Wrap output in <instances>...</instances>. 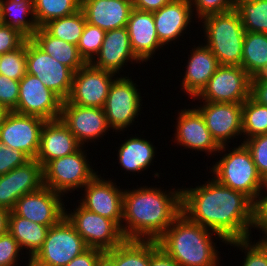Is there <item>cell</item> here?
<instances>
[{
  "label": "cell",
  "instance_id": "1",
  "mask_svg": "<svg viewBox=\"0 0 267 266\" xmlns=\"http://www.w3.org/2000/svg\"><path fill=\"white\" fill-rule=\"evenodd\" d=\"M211 179L195 188L181 187L182 213L226 242L251 237V229L258 230L256 203L243 192Z\"/></svg>",
  "mask_w": 267,
  "mask_h": 266
},
{
  "label": "cell",
  "instance_id": "2",
  "mask_svg": "<svg viewBox=\"0 0 267 266\" xmlns=\"http://www.w3.org/2000/svg\"><path fill=\"white\" fill-rule=\"evenodd\" d=\"M181 212L180 188H126L121 232L126 240L157 241Z\"/></svg>",
  "mask_w": 267,
  "mask_h": 266
},
{
  "label": "cell",
  "instance_id": "3",
  "mask_svg": "<svg viewBox=\"0 0 267 266\" xmlns=\"http://www.w3.org/2000/svg\"><path fill=\"white\" fill-rule=\"evenodd\" d=\"M213 236L227 243L219 234L191 221L181 212L157 241L180 266H219L221 256Z\"/></svg>",
  "mask_w": 267,
  "mask_h": 266
},
{
  "label": "cell",
  "instance_id": "4",
  "mask_svg": "<svg viewBox=\"0 0 267 266\" xmlns=\"http://www.w3.org/2000/svg\"><path fill=\"white\" fill-rule=\"evenodd\" d=\"M228 147L229 145L220 147L218 153H222L220 155L222 157L218 162L213 163L209 168V173H213V178L220 184L243 192L257 203L262 194L265 180L259 174L250 151L242 142L235 148L229 149Z\"/></svg>",
  "mask_w": 267,
  "mask_h": 266
},
{
  "label": "cell",
  "instance_id": "5",
  "mask_svg": "<svg viewBox=\"0 0 267 266\" xmlns=\"http://www.w3.org/2000/svg\"><path fill=\"white\" fill-rule=\"evenodd\" d=\"M198 22H202L203 41L217 57L219 65L241 66L246 31L239 13L234 9L210 14Z\"/></svg>",
  "mask_w": 267,
  "mask_h": 266
},
{
  "label": "cell",
  "instance_id": "6",
  "mask_svg": "<svg viewBox=\"0 0 267 266\" xmlns=\"http://www.w3.org/2000/svg\"><path fill=\"white\" fill-rule=\"evenodd\" d=\"M81 146L76 152L49 161L43 167L44 186L62 194L79 190L98 173L91 167L87 157L88 150Z\"/></svg>",
  "mask_w": 267,
  "mask_h": 266
},
{
  "label": "cell",
  "instance_id": "7",
  "mask_svg": "<svg viewBox=\"0 0 267 266\" xmlns=\"http://www.w3.org/2000/svg\"><path fill=\"white\" fill-rule=\"evenodd\" d=\"M89 247L64 216L48 230L42 248L30 260V266H66Z\"/></svg>",
  "mask_w": 267,
  "mask_h": 266
},
{
  "label": "cell",
  "instance_id": "8",
  "mask_svg": "<svg viewBox=\"0 0 267 266\" xmlns=\"http://www.w3.org/2000/svg\"><path fill=\"white\" fill-rule=\"evenodd\" d=\"M134 83L132 77L117 76L112 82L107 99L103 106V111L107 118L109 127L112 132H124L128 127L133 125L140 115L142 106V96L140 88ZM136 118V119H135Z\"/></svg>",
  "mask_w": 267,
  "mask_h": 266
},
{
  "label": "cell",
  "instance_id": "9",
  "mask_svg": "<svg viewBox=\"0 0 267 266\" xmlns=\"http://www.w3.org/2000/svg\"><path fill=\"white\" fill-rule=\"evenodd\" d=\"M75 207L73 211L65 208V217L89 248L107 251L125 240L121 228L113 220L90 212L80 204Z\"/></svg>",
  "mask_w": 267,
  "mask_h": 266
},
{
  "label": "cell",
  "instance_id": "10",
  "mask_svg": "<svg viewBox=\"0 0 267 266\" xmlns=\"http://www.w3.org/2000/svg\"><path fill=\"white\" fill-rule=\"evenodd\" d=\"M250 76L241 66L220 65L202 91L191 100L243 103L250 97Z\"/></svg>",
  "mask_w": 267,
  "mask_h": 266
},
{
  "label": "cell",
  "instance_id": "11",
  "mask_svg": "<svg viewBox=\"0 0 267 266\" xmlns=\"http://www.w3.org/2000/svg\"><path fill=\"white\" fill-rule=\"evenodd\" d=\"M26 69L63 101L68 98L74 72L45 53L31 39L26 40Z\"/></svg>",
  "mask_w": 267,
  "mask_h": 266
},
{
  "label": "cell",
  "instance_id": "12",
  "mask_svg": "<svg viewBox=\"0 0 267 266\" xmlns=\"http://www.w3.org/2000/svg\"><path fill=\"white\" fill-rule=\"evenodd\" d=\"M112 181L96 174L83 187L84 194L77 202L86 210L113 220L121 228L124 189Z\"/></svg>",
  "mask_w": 267,
  "mask_h": 266
},
{
  "label": "cell",
  "instance_id": "13",
  "mask_svg": "<svg viewBox=\"0 0 267 266\" xmlns=\"http://www.w3.org/2000/svg\"><path fill=\"white\" fill-rule=\"evenodd\" d=\"M115 76L117 75L112 72L86 63L73 74L71 91L66 101L81 106L103 108Z\"/></svg>",
  "mask_w": 267,
  "mask_h": 266
},
{
  "label": "cell",
  "instance_id": "14",
  "mask_svg": "<svg viewBox=\"0 0 267 266\" xmlns=\"http://www.w3.org/2000/svg\"><path fill=\"white\" fill-rule=\"evenodd\" d=\"M63 100L39 78L26 73L19 81V98L14 112L40 117L46 121L60 117Z\"/></svg>",
  "mask_w": 267,
  "mask_h": 266
},
{
  "label": "cell",
  "instance_id": "15",
  "mask_svg": "<svg viewBox=\"0 0 267 266\" xmlns=\"http://www.w3.org/2000/svg\"><path fill=\"white\" fill-rule=\"evenodd\" d=\"M45 122L37 116L10 111L0 127V142L36 159Z\"/></svg>",
  "mask_w": 267,
  "mask_h": 266
},
{
  "label": "cell",
  "instance_id": "16",
  "mask_svg": "<svg viewBox=\"0 0 267 266\" xmlns=\"http://www.w3.org/2000/svg\"><path fill=\"white\" fill-rule=\"evenodd\" d=\"M59 118L83 147L85 143L88 145L100 140L111 130L103 108L71 104L64 100Z\"/></svg>",
  "mask_w": 267,
  "mask_h": 266
},
{
  "label": "cell",
  "instance_id": "17",
  "mask_svg": "<svg viewBox=\"0 0 267 266\" xmlns=\"http://www.w3.org/2000/svg\"><path fill=\"white\" fill-rule=\"evenodd\" d=\"M62 197V194L43 186L35 192L21 196L12 211L27 220L51 227L65 216V202Z\"/></svg>",
  "mask_w": 267,
  "mask_h": 266
},
{
  "label": "cell",
  "instance_id": "18",
  "mask_svg": "<svg viewBox=\"0 0 267 266\" xmlns=\"http://www.w3.org/2000/svg\"><path fill=\"white\" fill-rule=\"evenodd\" d=\"M196 108L202 114L213 139L221 146L242 135V103H214L201 101Z\"/></svg>",
  "mask_w": 267,
  "mask_h": 266
},
{
  "label": "cell",
  "instance_id": "19",
  "mask_svg": "<svg viewBox=\"0 0 267 266\" xmlns=\"http://www.w3.org/2000/svg\"><path fill=\"white\" fill-rule=\"evenodd\" d=\"M43 186V166L36 159H30L0 175V207L12 211L21 196L35 192Z\"/></svg>",
  "mask_w": 267,
  "mask_h": 266
},
{
  "label": "cell",
  "instance_id": "20",
  "mask_svg": "<svg viewBox=\"0 0 267 266\" xmlns=\"http://www.w3.org/2000/svg\"><path fill=\"white\" fill-rule=\"evenodd\" d=\"M174 141L184 149L207 153L212 156L218 153L220 146L213 139L200 111L192 106L178 110ZM216 153V154H215Z\"/></svg>",
  "mask_w": 267,
  "mask_h": 266
},
{
  "label": "cell",
  "instance_id": "21",
  "mask_svg": "<svg viewBox=\"0 0 267 266\" xmlns=\"http://www.w3.org/2000/svg\"><path fill=\"white\" fill-rule=\"evenodd\" d=\"M128 62L142 63L132 51L127 27H123L106 31L100 51L90 64L120 76Z\"/></svg>",
  "mask_w": 267,
  "mask_h": 266
},
{
  "label": "cell",
  "instance_id": "22",
  "mask_svg": "<svg viewBox=\"0 0 267 266\" xmlns=\"http://www.w3.org/2000/svg\"><path fill=\"white\" fill-rule=\"evenodd\" d=\"M153 17L160 43L169 46L179 40L180 36L183 37L195 16L190 0H172L153 12Z\"/></svg>",
  "mask_w": 267,
  "mask_h": 266
},
{
  "label": "cell",
  "instance_id": "23",
  "mask_svg": "<svg viewBox=\"0 0 267 266\" xmlns=\"http://www.w3.org/2000/svg\"><path fill=\"white\" fill-rule=\"evenodd\" d=\"M126 27L132 51L142 63L150 61L157 50L164 49L158 39L153 12L133 8Z\"/></svg>",
  "mask_w": 267,
  "mask_h": 266
},
{
  "label": "cell",
  "instance_id": "24",
  "mask_svg": "<svg viewBox=\"0 0 267 266\" xmlns=\"http://www.w3.org/2000/svg\"><path fill=\"white\" fill-rule=\"evenodd\" d=\"M81 145L60 118L43 125L36 160L44 167L49 161L76 152Z\"/></svg>",
  "mask_w": 267,
  "mask_h": 266
},
{
  "label": "cell",
  "instance_id": "25",
  "mask_svg": "<svg viewBox=\"0 0 267 266\" xmlns=\"http://www.w3.org/2000/svg\"><path fill=\"white\" fill-rule=\"evenodd\" d=\"M193 47L190 50L191 55H188L185 75L181 80V89L188 98L196 97L220 66L217 57L205 43H199L197 47L195 45Z\"/></svg>",
  "mask_w": 267,
  "mask_h": 266
},
{
  "label": "cell",
  "instance_id": "26",
  "mask_svg": "<svg viewBox=\"0 0 267 266\" xmlns=\"http://www.w3.org/2000/svg\"><path fill=\"white\" fill-rule=\"evenodd\" d=\"M132 0H81L86 22L108 31L127 26Z\"/></svg>",
  "mask_w": 267,
  "mask_h": 266
},
{
  "label": "cell",
  "instance_id": "27",
  "mask_svg": "<svg viewBox=\"0 0 267 266\" xmlns=\"http://www.w3.org/2000/svg\"><path fill=\"white\" fill-rule=\"evenodd\" d=\"M156 147L141 136H131L118 147L117 160L125 172L140 173L148 169L156 158Z\"/></svg>",
  "mask_w": 267,
  "mask_h": 266
},
{
  "label": "cell",
  "instance_id": "28",
  "mask_svg": "<svg viewBox=\"0 0 267 266\" xmlns=\"http://www.w3.org/2000/svg\"><path fill=\"white\" fill-rule=\"evenodd\" d=\"M0 24L18 31L27 40L32 39L39 28L34 15L33 0H0Z\"/></svg>",
  "mask_w": 267,
  "mask_h": 266
},
{
  "label": "cell",
  "instance_id": "29",
  "mask_svg": "<svg viewBox=\"0 0 267 266\" xmlns=\"http://www.w3.org/2000/svg\"><path fill=\"white\" fill-rule=\"evenodd\" d=\"M49 228L20 217L13 211L9 214L8 232L17 240L22 251L26 250V255H29L28 264H30V260L42 248Z\"/></svg>",
  "mask_w": 267,
  "mask_h": 266
},
{
  "label": "cell",
  "instance_id": "30",
  "mask_svg": "<svg viewBox=\"0 0 267 266\" xmlns=\"http://www.w3.org/2000/svg\"><path fill=\"white\" fill-rule=\"evenodd\" d=\"M31 40L45 53L69 67L74 73L86 64L75 44L53 37L44 27H39Z\"/></svg>",
  "mask_w": 267,
  "mask_h": 266
},
{
  "label": "cell",
  "instance_id": "31",
  "mask_svg": "<svg viewBox=\"0 0 267 266\" xmlns=\"http://www.w3.org/2000/svg\"><path fill=\"white\" fill-rule=\"evenodd\" d=\"M115 266H149L150 240H124L120 245L105 251Z\"/></svg>",
  "mask_w": 267,
  "mask_h": 266
},
{
  "label": "cell",
  "instance_id": "32",
  "mask_svg": "<svg viewBox=\"0 0 267 266\" xmlns=\"http://www.w3.org/2000/svg\"><path fill=\"white\" fill-rule=\"evenodd\" d=\"M264 65H267V34L246 31L241 67L251 76Z\"/></svg>",
  "mask_w": 267,
  "mask_h": 266
},
{
  "label": "cell",
  "instance_id": "33",
  "mask_svg": "<svg viewBox=\"0 0 267 266\" xmlns=\"http://www.w3.org/2000/svg\"><path fill=\"white\" fill-rule=\"evenodd\" d=\"M86 24L84 12L80 9L73 15L50 20L43 27L53 36L70 44H79Z\"/></svg>",
  "mask_w": 267,
  "mask_h": 266
},
{
  "label": "cell",
  "instance_id": "34",
  "mask_svg": "<svg viewBox=\"0 0 267 266\" xmlns=\"http://www.w3.org/2000/svg\"><path fill=\"white\" fill-rule=\"evenodd\" d=\"M34 15L38 27L50 20L67 17L81 9V0H33Z\"/></svg>",
  "mask_w": 267,
  "mask_h": 266
},
{
  "label": "cell",
  "instance_id": "35",
  "mask_svg": "<svg viewBox=\"0 0 267 266\" xmlns=\"http://www.w3.org/2000/svg\"><path fill=\"white\" fill-rule=\"evenodd\" d=\"M235 10L245 31L267 34V0H237Z\"/></svg>",
  "mask_w": 267,
  "mask_h": 266
},
{
  "label": "cell",
  "instance_id": "36",
  "mask_svg": "<svg viewBox=\"0 0 267 266\" xmlns=\"http://www.w3.org/2000/svg\"><path fill=\"white\" fill-rule=\"evenodd\" d=\"M263 134H267V106L249 97L242 103L243 141Z\"/></svg>",
  "mask_w": 267,
  "mask_h": 266
},
{
  "label": "cell",
  "instance_id": "37",
  "mask_svg": "<svg viewBox=\"0 0 267 266\" xmlns=\"http://www.w3.org/2000/svg\"><path fill=\"white\" fill-rule=\"evenodd\" d=\"M260 237L256 243L252 242L253 237H249L229 241L226 245H230V248L237 247L244 252L242 266H267V240L261 235Z\"/></svg>",
  "mask_w": 267,
  "mask_h": 266
},
{
  "label": "cell",
  "instance_id": "38",
  "mask_svg": "<svg viewBox=\"0 0 267 266\" xmlns=\"http://www.w3.org/2000/svg\"><path fill=\"white\" fill-rule=\"evenodd\" d=\"M26 73V42L16 50L0 55V74L20 81Z\"/></svg>",
  "mask_w": 267,
  "mask_h": 266
},
{
  "label": "cell",
  "instance_id": "39",
  "mask_svg": "<svg viewBox=\"0 0 267 266\" xmlns=\"http://www.w3.org/2000/svg\"><path fill=\"white\" fill-rule=\"evenodd\" d=\"M105 30L86 22L79 44L80 56L86 63H90L100 51L105 38Z\"/></svg>",
  "mask_w": 267,
  "mask_h": 266
},
{
  "label": "cell",
  "instance_id": "40",
  "mask_svg": "<svg viewBox=\"0 0 267 266\" xmlns=\"http://www.w3.org/2000/svg\"><path fill=\"white\" fill-rule=\"evenodd\" d=\"M242 142L250 151L259 174L264 180H267V134L255 136Z\"/></svg>",
  "mask_w": 267,
  "mask_h": 266
},
{
  "label": "cell",
  "instance_id": "41",
  "mask_svg": "<svg viewBox=\"0 0 267 266\" xmlns=\"http://www.w3.org/2000/svg\"><path fill=\"white\" fill-rule=\"evenodd\" d=\"M194 20L210 14L225 13L236 8L237 0H190ZM195 12V13H194Z\"/></svg>",
  "mask_w": 267,
  "mask_h": 266
},
{
  "label": "cell",
  "instance_id": "42",
  "mask_svg": "<svg viewBox=\"0 0 267 266\" xmlns=\"http://www.w3.org/2000/svg\"><path fill=\"white\" fill-rule=\"evenodd\" d=\"M20 254L24 255L19 243L9 232L0 235V266H18Z\"/></svg>",
  "mask_w": 267,
  "mask_h": 266
},
{
  "label": "cell",
  "instance_id": "43",
  "mask_svg": "<svg viewBox=\"0 0 267 266\" xmlns=\"http://www.w3.org/2000/svg\"><path fill=\"white\" fill-rule=\"evenodd\" d=\"M30 158L20 150H14L0 142V175L25 164Z\"/></svg>",
  "mask_w": 267,
  "mask_h": 266
},
{
  "label": "cell",
  "instance_id": "44",
  "mask_svg": "<svg viewBox=\"0 0 267 266\" xmlns=\"http://www.w3.org/2000/svg\"><path fill=\"white\" fill-rule=\"evenodd\" d=\"M19 98V81L0 74V105L9 111L16 109Z\"/></svg>",
  "mask_w": 267,
  "mask_h": 266
},
{
  "label": "cell",
  "instance_id": "45",
  "mask_svg": "<svg viewBox=\"0 0 267 266\" xmlns=\"http://www.w3.org/2000/svg\"><path fill=\"white\" fill-rule=\"evenodd\" d=\"M26 38L7 25L0 24V55L12 52L21 47Z\"/></svg>",
  "mask_w": 267,
  "mask_h": 266
},
{
  "label": "cell",
  "instance_id": "46",
  "mask_svg": "<svg viewBox=\"0 0 267 266\" xmlns=\"http://www.w3.org/2000/svg\"><path fill=\"white\" fill-rule=\"evenodd\" d=\"M149 266H180L162 248L158 241L150 240V265Z\"/></svg>",
  "mask_w": 267,
  "mask_h": 266
},
{
  "label": "cell",
  "instance_id": "47",
  "mask_svg": "<svg viewBox=\"0 0 267 266\" xmlns=\"http://www.w3.org/2000/svg\"><path fill=\"white\" fill-rule=\"evenodd\" d=\"M103 252L98 248H88L73 258L66 266H96L97 260Z\"/></svg>",
  "mask_w": 267,
  "mask_h": 266
},
{
  "label": "cell",
  "instance_id": "48",
  "mask_svg": "<svg viewBox=\"0 0 267 266\" xmlns=\"http://www.w3.org/2000/svg\"><path fill=\"white\" fill-rule=\"evenodd\" d=\"M262 190L260 199L256 203V219L260 232L267 226V180H265Z\"/></svg>",
  "mask_w": 267,
  "mask_h": 266
},
{
  "label": "cell",
  "instance_id": "49",
  "mask_svg": "<svg viewBox=\"0 0 267 266\" xmlns=\"http://www.w3.org/2000/svg\"><path fill=\"white\" fill-rule=\"evenodd\" d=\"M171 1L172 0H132V3L134 9L146 12H155Z\"/></svg>",
  "mask_w": 267,
  "mask_h": 266
},
{
  "label": "cell",
  "instance_id": "50",
  "mask_svg": "<svg viewBox=\"0 0 267 266\" xmlns=\"http://www.w3.org/2000/svg\"><path fill=\"white\" fill-rule=\"evenodd\" d=\"M250 97L258 104L267 106V83L250 84Z\"/></svg>",
  "mask_w": 267,
  "mask_h": 266
},
{
  "label": "cell",
  "instance_id": "51",
  "mask_svg": "<svg viewBox=\"0 0 267 266\" xmlns=\"http://www.w3.org/2000/svg\"><path fill=\"white\" fill-rule=\"evenodd\" d=\"M267 83V65L258 68L250 76V84H262Z\"/></svg>",
  "mask_w": 267,
  "mask_h": 266
},
{
  "label": "cell",
  "instance_id": "52",
  "mask_svg": "<svg viewBox=\"0 0 267 266\" xmlns=\"http://www.w3.org/2000/svg\"><path fill=\"white\" fill-rule=\"evenodd\" d=\"M10 210L0 207V235L8 232V221Z\"/></svg>",
  "mask_w": 267,
  "mask_h": 266
},
{
  "label": "cell",
  "instance_id": "53",
  "mask_svg": "<svg viewBox=\"0 0 267 266\" xmlns=\"http://www.w3.org/2000/svg\"><path fill=\"white\" fill-rule=\"evenodd\" d=\"M96 266H115L114 260L104 251L98 258Z\"/></svg>",
  "mask_w": 267,
  "mask_h": 266
},
{
  "label": "cell",
  "instance_id": "54",
  "mask_svg": "<svg viewBox=\"0 0 267 266\" xmlns=\"http://www.w3.org/2000/svg\"><path fill=\"white\" fill-rule=\"evenodd\" d=\"M9 112L10 111L7 108L0 105V127L3 125Z\"/></svg>",
  "mask_w": 267,
  "mask_h": 266
},
{
  "label": "cell",
  "instance_id": "55",
  "mask_svg": "<svg viewBox=\"0 0 267 266\" xmlns=\"http://www.w3.org/2000/svg\"><path fill=\"white\" fill-rule=\"evenodd\" d=\"M262 235L264 234V238L267 240V226L261 231Z\"/></svg>",
  "mask_w": 267,
  "mask_h": 266
}]
</instances>
